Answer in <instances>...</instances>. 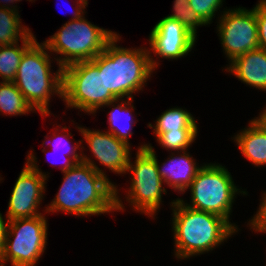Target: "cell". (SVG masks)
Returning <instances> with one entry per match:
<instances>
[{
  "instance_id": "obj_1",
  "label": "cell",
  "mask_w": 266,
  "mask_h": 266,
  "mask_svg": "<svg viewBox=\"0 0 266 266\" xmlns=\"http://www.w3.org/2000/svg\"><path fill=\"white\" fill-rule=\"evenodd\" d=\"M62 173L63 183L46 212L88 216L124 210L117 186L83 153L81 163Z\"/></svg>"
},
{
  "instance_id": "obj_2",
  "label": "cell",
  "mask_w": 266,
  "mask_h": 266,
  "mask_svg": "<svg viewBox=\"0 0 266 266\" xmlns=\"http://www.w3.org/2000/svg\"><path fill=\"white\" fill-rule=\"evenodd\" d=\"M118 35L116 34L106 48L91 61L98 67L99 72H103L106 91H110L117 99H133L132 94L143 89L159 63L146 48L118 47Z\"/></svg>"
},
{
  "instance_id": "obj_3",
  "label": "cell",
  "mask_w": 266,
  "mask_h": 266,
  "mask_svg": "<svg viewBox=\"0 0 266 266\" xmlns=\"http://www.w3.org/2000/svg\"><path fill=\"white\" fill-rule=\"evenodd\" d=\"M175 256L186 259L219 246L238 232L225 218L184 205L183 199L171 202Z\"/></svg>"
},
{
  "instance_id": "obj_4",
  "label": "cell",
  "mask_w": 266,
  "mask_h": 266,
  "mask_svg": "<svg viewBox=\"0 0 266 266\" xmlns=\"http://www.w3.org/2000/svg\"><path fill=\"white\" fill-rule=\"evenodd\" d=\"M75 2V16L43 42L48 51L60 54L56 61L62 68L76 62L93 60L116 35V32L105 30L87 21L83 11L87 3L81 0Z\"/></svg>"
},
{
  "instance_id": "obj_5",
  "label": "cell",
  "mask_w": 266,
  "mask_h": 266,
  "mask_svg": "<svg viewBox=\"0 0 266 266\" xmlns=\"http://www.w3.org/2000/svg\"><path fill=\"white\" fill-rule=\"evenodd\" d=\"M47 50L44 43L39 44L36 40L24 52L13 81L27 103L42 116L50 114L51 95L55 93L63 98V68L59 67L56 73H51L52 60Z\"/></svg>"
},
{
  "instance_id": "obj_6",
  "label": "cell",
  "mask_w": 266,
  "mask_h": 266,
  "mask_svg": "<svg viewBox=\"0 0 266 266\" xmlns=\"http://www.w3.org/2000/svg\"><path fill=\"white\" fill-rule=\"evenodd\" d=\"M191 203L184 205L196 210L210 212L225 218L237 231L238 227L229 220L235 195L241 191L235 186L230 172L222 165L204 164L188 187Z\"/></svg>"
},
{
  "instance_id": "obj_7",
  "label": "cell",
  "mask_w": 266,
  "mask_h": 266,
  "mask_svg": "<svg viewBox=\"0 0 266 266\" xmlns=\"http://www.w3.org/2000/svg\"><path fill=\"white\" fill-rule=\"evenodd\" d=\"M117 99L106 91L103 72L92 61H80L63 68V101L66 107L93 114Z\"/></svg>"
},
{
  "instance_id": "obj_8",
  "label": "cell",
  "mask_w": 266,
  "mask_h": 266,
  "mask_svg": "<svg viewBox=\"0 0 266 266\" xmlns=\"http://www.w3.org/2000/svg\"><path fill=\"white\" fill-rule=\"evenodd\" d=\"M126 172L132 175L127 200L136 211L155 216L162 202V193H167L162 188L163 180L159 175L156 154L151 144L141 145L136 154V160L131 163V158Z\"/></svg>"
},
{
  "instance_id": "obj_9",
  "label": "cell",
  "mask_w": 266,
  "mask_h": 266,
  "mask_svg": "<svg viewBox=\"0 0 266 266\" xmlns=\"http://www.w3.org/2000/svg\"><path fill=\"white\" fill-rule=\"evenodd\" d=\"M47 224L43 214L10 220L0 266H5L6 262H11L12 266H35L46 248Z\"/></svg>"
},
{
  "instance_id": "obj_10",
  "label": "cell",
  "mask_w": 266,
  "mask_h": 266,
  "mask_svg": "<svg viewBox=\"0 0 266 266\" xmlns=\"http://www.w3.org/2000/svg\"><path fill=\"white\" fill-rule=\"evenodd\" d=\"M226 57L232 62L242 54L259 48L257 18L254 7L228 9L217 26Z\"/></svg>"
},
{
  "instance_id": "obj_11",
  "label": "cell",
  "mask_w": 266,
  "mask_h": 266,
  "mask_svg": "<svg viewBox=\"0 0 266 266\" xmlns=\"http://www.w3.org/2000/svg\"><path fill=\"white\" fill-rule=\"evenodd\" d=\"M37 158L29 152L27 162L22 169L19 177L12 189L9 199L7 220L17 218H32L42 215L38 211L41 204L43 194L45 192V184L47 174L37 166Z\"/></svg>"
},
{
  "instance_id": "obj_12",
  "label": "cell",
  "mask_w": 266,
  "mask_h": 266,
  "mask_svg": "<svg viewBox=\"0 0 266 266\" xmlns=\"http://www.w3.org/2000/svg\"><path fill=\"white\" fill-rule=\"evenodd\" d=\"M196 39V36L178 20L164 17L151 30V49L148 50L165 59H178L192 50Z\"/></svg>"
},
{
  "instance_id": "obj_13",
  "label": "cell",
  "mask_w": 266,
  "mask_h": 266,
  "mask_svg": "<svg viewBox=\"0 0 266 266\" xmlns=\"http://www.w3.org/2000/svg\"><path fill=\"white\" fill-rule=\"evenodd\" d=\"M91 153L100 164L117 174L126 173L131 154L130 144L117 139L110 132L77 127Z\"/></svg>"
},
{
  "instance_id": "obj_14",
  "label": "cell",
  "mask_w": 266,
  "mask_h": 266,
  "mask_svg": "<svg viewBox=\"0 0 266 266\" xmlns=\"http://www.w3.org/2000/svg\"><path fill=\"white\" fill-rule=\"evenodd\" d=\"M172 156L163 164L159 165L156 157L157 169L160 177L165 184L169 185L174 191L185 192L196 177L201 168L194 161L189 153L183 151L179 156Z\"/></svg>"
},
{
  "instance_id": "obj_15",
  "label": "cell",
  "mask_w": 266,
  "mask_h": 266,
  "mask_svg": "<svg viewBox=\"0 0 266 266\" xmlns=\"http://www.w3.org/2000/svg\"><path fill=\"white\" fill-rule=\"evenodd\" d=\"M226 71L252 87L266 91V51L255 49L235 58Z\"/></svg>"
},
{
  "instance_id": "obj_16",
  "label": "cell",
  "mask_w": 266,
  "mask_h": 266,
  "mask_svg": "<svg viewBox=\"0 0 266 266\" xmlns=\"http://www.w3.org/2000/svg\"><path fill=\"white\" fill-rule=\"evenodd\" d=\"M234 137L241 153L256 166L266 165V129L256 119Z\"/></svg>"
},
{
  "instance_id": "obj_17",
  "label": "cell",
  "mask_w": 266,
  "mask_h": 266,
  "mask_svg": "<svg viewBox=\"0 0 266 266\" xmlns=\"http://www.w3.org/2000/svg\"><path fill=\"white\" fill-rule=\"evenodd\" d=\"M127 100L128 101L126 102L123 98L115 99L105 106H110V108L111 105L113 106L112 111L109 112L108 123L110 130L107 132L112 133L117 139L130 144L128 138L133 134L131 130L133 129L132 126L134 123H136V121L133 120L131 113L132 110L135 109L133 104L131 105L133 99L128 98ZM119 101H121L120 104L116 105L115 103H118Z\"/></svg>"
},
{
  "instance_id": "obj_18",
  "label": "cell",
  "mask_w": 266,
  "mask_h": 266,
  "mask_svg": "<svg viewBox=\"0 0 266 266\" xmlns=\"http://www.w3.org/2000/svg\"><path fill=\"white\" fill-rule=\"evenodd\" d=\"M22 47L18 42L11 45H0V77L2 81L13 82L17 75L24 52L36 41L31 32L22 39Z\"/></svg>"
},
{
  "instance_id": "obj_19",
  "label": "cell",
  "mask_w": 266,
  "mask_h": 266,
  "mask_svg": "<svg viewBox=\"0 0 266 266\" xmlns=\"http://www.w3.org/2000/svg\"><path fill=\"white\" fill-rule=\"evenodd\" d=\"M153 128L156 137L163 132L171 131H198L194 117L189 111L182 108H171L162 113L157 118L155 126L148 124Z\"/></svg>"
},
{
  "instance_id": "obj_20",
  "label": "cell",
  "mask_w": 266,
  "mask_h": 266,
  "mask_svg": "<svg viewBox=\"0 0 266 266\" xmlns=\"http://www.w3.org/2000/svg\"><path fill=\"white\" fill-rule=\"evenodd\" d=\"M18 11L0 6V45H11L25 39L30 29L21 25Z\"/></svg>"
},
{
  "instance_id": "obj_21",
  "label": "cell",
  "mask_w": 266,
  "mask_h": 266,
  "mask_svg": "<svg viewBox=\"0 0 266 266\" xmlns=\"http://www.w3.org/2000/svg\"><path fill=\"white\" fill-rule=\"evenodd\" d=\"M34 111L14 82H0V112L8 115H24Z\"/></svg>"
},
{
  "instance_id": "obj_22",
  "label": "cell",
  "mask_w": 266,
  "mask_h": 266,
  "mask_svg": "<svg viewBox=\"0 0 266 266\" xmlns=\"http://www.w3.org/2000/svg\"><path fill=\"white\" fill-rule=\"evenodd\" d=\"M174 13L166 17L178 20L190 32L197 36V26L207 25L199 15L190 7L189 0H175L173 5Z\"/></svg>"
},
{
  "instance_id": "obj_23",
  "label": "cell",
  "mask_w": 266,
  "mask_h": 266,
  "mask_svg": "<svg viewBox=\"0 0 266 266\" xmlns=\"http://www.w3.org/2000/svg\"><path fill=\"white\" fill-rule=\"evenodd\" d=\"M198 131H171L160 133L156 138L157 142L168 151L171 149L180 152L188 150L194 142Z\"/></svg>"
},
{
  "instance_id": "obj_24",
  "label": "cell",
  "mask_w": 266,
  "mask_h": 266,
  "mask_svg": "<svg viewBox=\"0 0 266 266\" xmlns=\"http://www.w3.org/2000/svg\"><path fill=\"white\" fill-rule=\"evenodd\" d=\"M61 131H64V132H61L62 134L64 133V135H62V134L59 135L56 132H54V134H52L53 138H54V139L52 138V140L54 141L52 143L53 144L52 146L54 149L53 151H55V153H57V151H60V150L62 151V149H65V150H63V152L66 151V152H64L65 157L66 156L71 157V159H73L77 164L81 163L82 162V154L79 153V155H78V153L76 151H77V149H79V146H81L80 144L83 141L81 140L79 142H75V146L74 145L70 146V144H69L70 141L68 139H70L71 133H68L66 126L62 127Z\"/></svg>"
},
{
  "instance_id": "obj_25",
  "label": "cell",
  "mask_w": 266,
  "mask_h": 266,
  "mask_svg": "<svg viewBox=\"0 0 266 266\" xmlns=\"http://www.w3.org/2000/svg\"><path fill=\"white\" fill-rule=\"evenodd\" d=\"M223 0H189L190 7L208 25L222 6ZM216 11V12H215Z\"/></svg>"
},
{
  "instance_id": "obj_26",
  "label": "cell",
  "mask_w": 266,
  "mask_h": 266,
  "mask_svg": "<svg viewBox=\"0 0 266 266\" xmlns=\"http://www.w3.org/2000/svg\"><path fill=\"white\" fill-rule=\"evenodd\" d=\"M254 10L257 18L259 48L266 51V0H260Z\"/></svg>"
},
{
  "instance_id": "obj_27",
  "label": "cell",
  "mask_w": 266,
  "mask_h": 266,
  "mask_svg": "<svg viewBox=\"0 0 266 266\" xmlns=\"http://www.w3.org/2000/svg\"><path fill=\"white\" fill-rule=\"evenodd\" d=\"M256 215L249 220L251 229L253 228L256 232L266 233V193L262 197V202L259 205Z\"/></svg>"
},
{
  "instance_id": "obj_28",
  "label": "cell",
  "mask_w": 266,
  "mask_h": 266,
  "mask_svg": "<svg viewBox=\"0 0 266 266\" xmlns=\"http://www.w3.org/2000/svg\"><path fill=\"white\" fill-rule=\"evenodd\" d=\"M9 220L4 221L2 214L0 213V255L4 250V244L6 240Z\"/></svg>"
},
{
  "instance_id": "obj_29",
  "label": "cell",
  "mask_w": 266,
  "mask_h": 266,
  "mask_svg": "<svg viewBox=\"0 0 266 266\" xmlns=\"http://www.w3.org/2000/svg\"><path fill=\"white\" fill-rule=\"evenodd\" d=\"M60 155V154H59ZM71 157H67L66 158V161L64 162V165L63 167L61 168V171L62 172H65L67 171L68 169L70 168H73L77 163L73 160V159H70ZM51 165L53 166L54 164L51 163Z\"/></svg>"
},
{
  "instance_id": "obj_30",
  "label": "cell",
  "mask_w": 266,
  "mask_h": 266,
  "mask_svg": "<svg viewBox=\"0 0 266 266\" xmlns=\"http://www.w3.org/2000/svg\"><path fill=\"white\" fill-rule=\"evenodd\" d=\"M266 129V107L262 113H260L259 117L256 118Z\"/></svg>"
},
{
  "instance_id": "obj_31",
  "label": "cell",
  "mask_w": 266,
  "mask_h": 266,
  "mask_svg": "<svg viewBox=\"0 0 266 266\" xmlns=\"http://www.w3.org/2000/svg\"><path fill=\"white\" fill-rule=\"evenodd\" d=\"M3 1V0H2ZM18 1H21V0H4L3 2H5L6 4H3L2 5V8H8V9H12V10H14V11H17V9H16V7L17 6H8L7 4L8 3H13L14 4V2L16 3V2H18ZM8 2V3H7ZM7 5V6H6Z\"/></svg>"
}]
</instances>
